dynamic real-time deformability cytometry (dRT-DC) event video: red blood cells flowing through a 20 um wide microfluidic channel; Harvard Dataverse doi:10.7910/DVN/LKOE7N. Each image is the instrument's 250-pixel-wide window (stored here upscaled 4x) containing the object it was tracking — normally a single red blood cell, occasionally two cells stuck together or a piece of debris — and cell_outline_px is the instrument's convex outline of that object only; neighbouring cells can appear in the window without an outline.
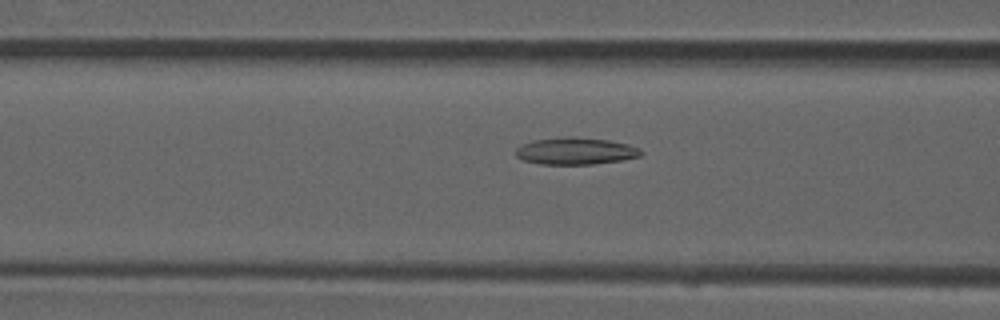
{"species": "common noctule bat (a hibernating species)", "species_latin": "Nyctalus noctula", "temperature_condition": "room temperature", "stored_images_in_passage": 52, "camera_frame_rate_fps": 3000, "um_per_image_px": 0.085, "animal": {"sex": "male", "forearm_length_mm": 52.5}, "frame": {"image": 1, "passage_image": 21, "time_ms": 6.667, "image_size_px": [1000, 320], "cell_outline_px": [[644, 152], [640, 156], [620, 160], [592, 164], [540, 164], [524, 160], [516, 156], [516, 148], [532, 140], [564, 136], [576, 136], [608, 140], [628, 144], [640, 148]], "centroid_in_image_um": [48.93, 12.82], "position_along_channel_um": 117.7, "area_um2": 19.77}}
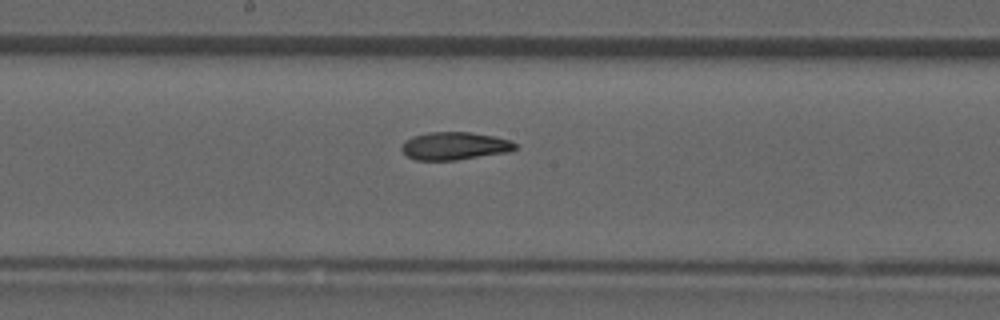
{"frame": {"image": 2, "passage_image": 28, "time_ms": 9.0, "image_size_px": [1000, 320], "cell_outline_px": [[516, 148], [508, 152], [456, 160], [416, 160], [408, 156], [400, 148], [404, 140], [412, 136], [428, 132], [472, 132], [496, 136], [508, 140], [516, 144]], "centroid_in_image_um": [38.62, 12.39], "position_along_channel_um": 209.6, "area_um2": 18.44}}
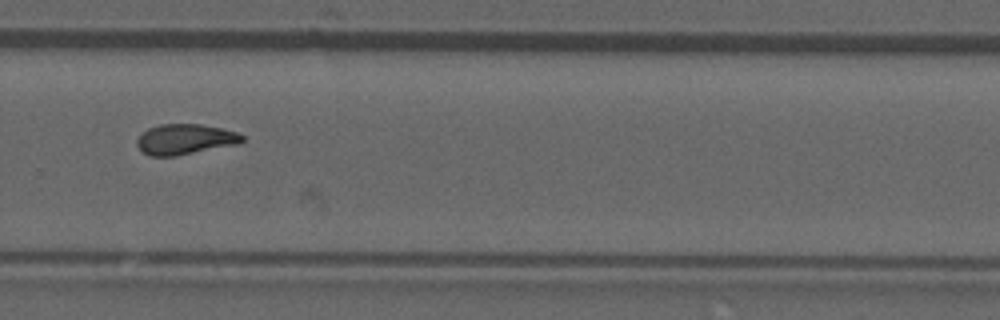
{"frame": {"image": 3, "passage_image": 36, "time_ms": 11.667, "image_size_px": [1000, 320], "cell_outline_px": [[244, 140], [240, 144], [176, 156], [148, 156], [136, 144], [136, 140], [148, 128], [160, 124], [200, 124], [220, 128], [236, 132], [244, 136]], "centroid_in_image_um": [15.75, 11.84], "position_along_channel_um": 314.1, "area_um2": 18.67}, "authors_computed_cell_mechanics": {"area_um2": 19.1318, "velocity_mm_per_s": 3.9398, "shape_relaxation_time_tau1_ms": null, "shape_relaxation_time_tau2_ms": 4.0193, "deformation_change_tau1": null, "deformation_change_tau2": 0.1163}}